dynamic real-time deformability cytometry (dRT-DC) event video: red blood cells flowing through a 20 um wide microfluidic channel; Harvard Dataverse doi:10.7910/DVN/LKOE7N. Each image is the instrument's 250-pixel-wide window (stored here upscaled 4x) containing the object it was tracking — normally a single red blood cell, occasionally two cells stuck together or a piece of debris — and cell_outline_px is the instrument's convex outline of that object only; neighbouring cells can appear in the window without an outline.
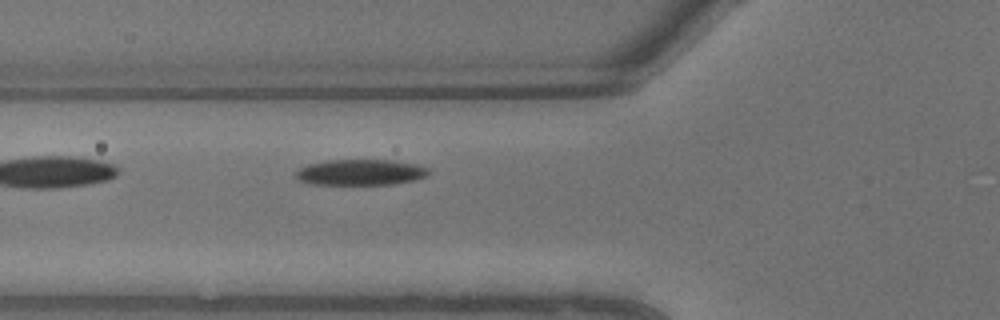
{"species": "common noctule bat (a hibernating species)", "species_latin": "Nyctalus noctula", "temperature_condition": "warm", "stored_images_in_passage": 4, "camera_frame_rate_fps": 3000, "um_per_image_px": 0.085, "animal": {"sex": "male", "body_mass_g": 13.3}, "frame": {"image": 1, "passage_image": 4, "time_ms": 1.0, "image_size_px": [1000, 320], "cell_outline_px": [[432, 172], [428, 176], [412, 180], [392, 184], [308, 184], [300, 180], [296, 176], [296, 172], [300, 168], [308, 164], [328, 160], [388, 160], [416, 164], [428, 168]], "centroid_in_image_um": [30.66, 14.64], "position_along_channel_um": 95.1, "area_um2": 19.88}}